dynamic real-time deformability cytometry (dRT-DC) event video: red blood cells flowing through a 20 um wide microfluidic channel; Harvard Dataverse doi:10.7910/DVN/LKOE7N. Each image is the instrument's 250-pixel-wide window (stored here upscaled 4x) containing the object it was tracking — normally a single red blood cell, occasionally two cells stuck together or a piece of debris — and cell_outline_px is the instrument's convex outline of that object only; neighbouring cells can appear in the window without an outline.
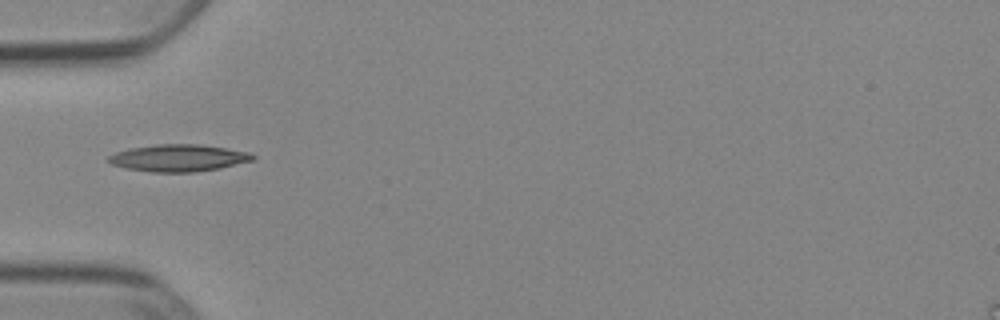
{"species": "Egyptian fruit bat (a non-hibernating species)", "species_latin": "Rousettus aegyptiacus", "temperature_condition": "cold", "stored_images_in_passage": 36, "camera_frame_rate_fps": 3000, "um_per_image_px": 0.085, "animal": {"sex": "female"}, "frame": {"image": 1, "passage_image": 1, "time_ms": 0.0, "image_size_px": [1000, 320], "cell_outline_px": [[256, 156], [252, 160], [220, 168], [196, 172], [152, 172], [124, 168], [112, 164], [104, 160], [108, 156], [116, 152], [128, 148], [156, 144], [200, 144], [252, 152]], "centroid_in_image_um": [15.14, 13.42], "position_along_channel_um": 69.9, "area_um2": 22.95}}
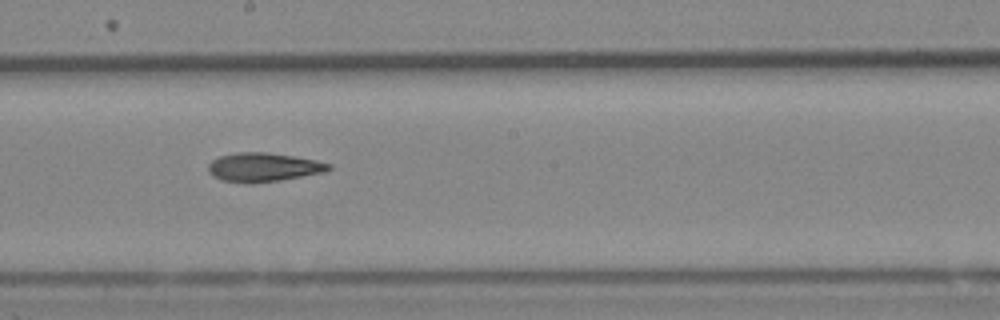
{"frame": {"image": 2, "passage_image": 13, "time_ms": 4.0, "image_size_px": [1000, 320], "cell_outline_px": [[332, 168], [328, 172], [280, 180], [252, 184], [248, 184], [220, 180], [212, 176], [208, 172], [208, 164], [212, 160], [220, 156], [236, 152], [264, 152], [292, 156], [316, 160], [332, 164]], "centroid_in_image_um": [22.39, 14.23], "position_along_channel_um": 225.8, "area_um2": 20.58}}
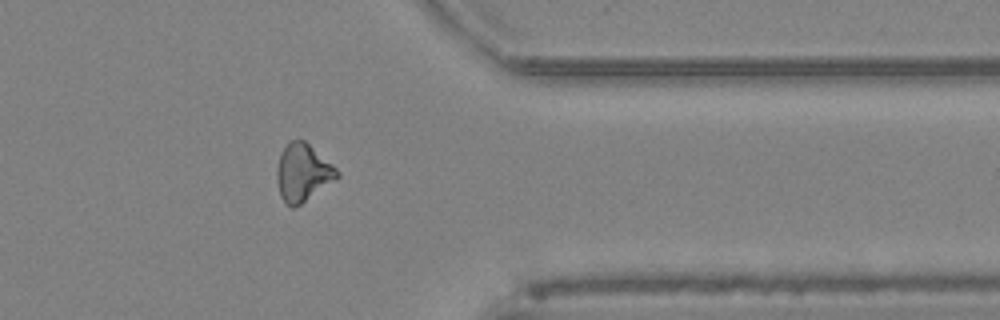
{"frame": {"image": 3, "passage_image": 26, "time_ms": 8.333, "image_size_px": [1000, 320], "cell_outline_px": [[340, 176], [336, 180], [300, 204], [292, 208], [280, 196], [276, 180], [276, 168], [280, 156], [284, 148], [292, 140], [304, 140], [332, 164], [340, 172]], "centroid_in_image_um": [25.74, 14.68], "position_along_channel_um": 385.7, "area_um2": 19.94}, "authors_computed_cell_mechanics": {"area_um2": 19.9988, "velocity_mm_per_s": 3.8962, "shape_relaxation_time_tau1_ms": 5.1401, "shape_relaxation_time_tau2_ms": 4.8108, "deformation_change_tau1": 0.1468, "deformation_change_tau2": 0.1403}}